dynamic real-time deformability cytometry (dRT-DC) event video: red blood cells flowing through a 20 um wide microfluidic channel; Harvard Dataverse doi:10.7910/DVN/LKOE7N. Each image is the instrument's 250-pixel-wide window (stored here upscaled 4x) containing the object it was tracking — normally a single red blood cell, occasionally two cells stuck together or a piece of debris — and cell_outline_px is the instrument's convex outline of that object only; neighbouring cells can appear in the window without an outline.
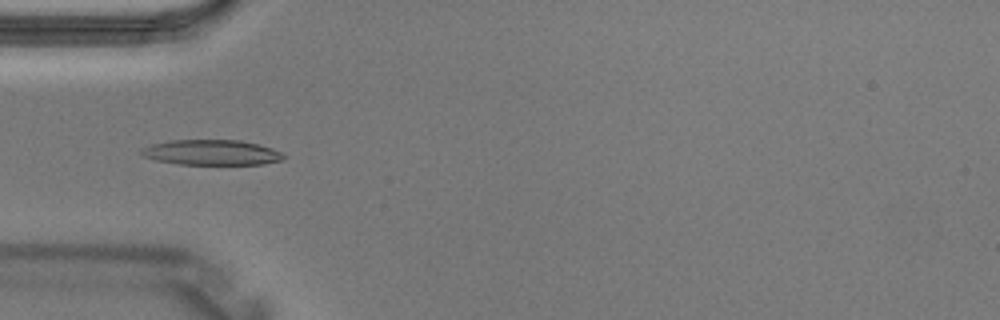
{"species": "Egyptian fruit bat (a non-hibernating species)", "species_latin": "Rousettus aegyptiacus", "temperature_condition": "warm", "stored_images_in_passage": 4, "camera_frame_rate_fps": 3000, "um_per_image_px": 0.085, "animal": {"sex": "male"}, "frame": {"image": 1, "passage_image": 4, "time_ms": 1.0, "image_size_px": [1000, 320], "cell_outline_px": [[284, 160], [264, 164], [180, 164], [156, 160], [144, 156], [140, 152], [140, 148], [152, 144], [168, 140], [240, 140], [260, 144], [272, 148], [280, 152], [284, 156]], "centroid_in_image_um": [17.99, 12.95], "position_along_channel_um": 67.0, "area_um2": 20.98}}